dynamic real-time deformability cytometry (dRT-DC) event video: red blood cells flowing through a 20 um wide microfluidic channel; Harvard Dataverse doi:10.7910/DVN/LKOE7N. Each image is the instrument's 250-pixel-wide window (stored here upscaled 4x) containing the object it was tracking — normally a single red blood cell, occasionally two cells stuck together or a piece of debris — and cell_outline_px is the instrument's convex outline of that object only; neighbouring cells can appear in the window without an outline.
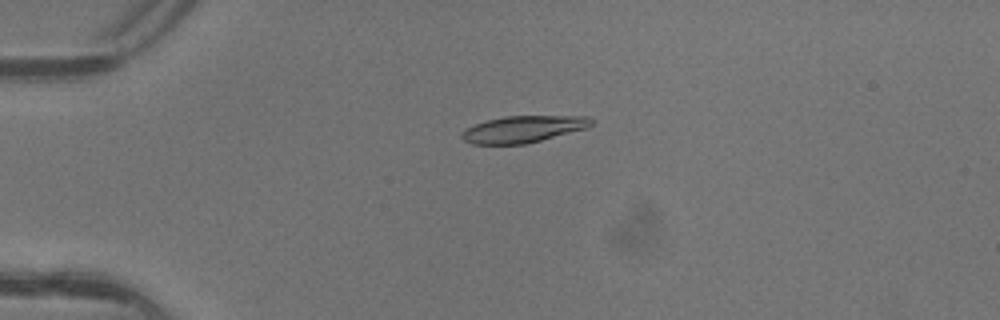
{"species": "common noctule bat (a hibernating species)", "species_latin": "Nyctalus noctula", "temperature_condition": "warm", "stored_images_in_passage": 2, "camera_frame_rate_fps": 3000, "um_per_image_px": 0.085, "animal": {"sex": "female"}, "frame": {"image": 1, "passage_image": 1, "time_ms": 0.0, "image_size_px": [1000, 320], "cell_outline_px": [[596, 120], [588, 128], [524, 144], [472, 144], [464, 140], [460, 136], [460, 132], [464, 128], [488, 120], [504, 116], [588, 116]], "centroid_in_image_um": [44.47, 10.97], "position_along_channel_um": 40.5, "area_um2": 20.23}}